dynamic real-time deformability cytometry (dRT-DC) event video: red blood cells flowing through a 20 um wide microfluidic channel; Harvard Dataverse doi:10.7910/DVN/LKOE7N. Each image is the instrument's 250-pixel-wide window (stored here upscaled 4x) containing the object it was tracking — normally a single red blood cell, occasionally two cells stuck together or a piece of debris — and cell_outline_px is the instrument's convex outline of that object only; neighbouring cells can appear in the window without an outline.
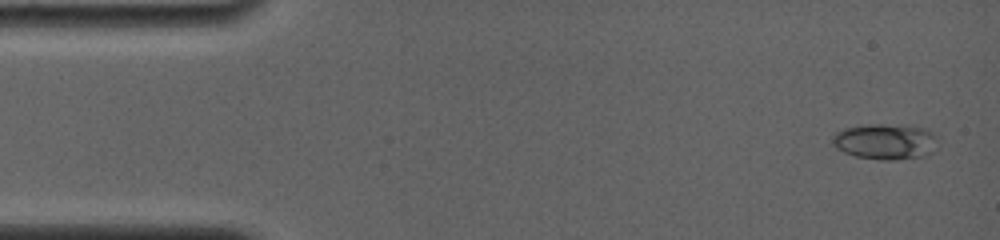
{"species": "common noctule bat (a hibernating species)", "species_latin": "Nyctalus noctula", "temperature_condition": "room temperature", "stored_images_in_passage": 16, "camera_frame_rate_fps": 4000, "um_per_image_px": 0.085, "animal": {"sex": "female", "body_mass_g": 19.0, "forearm_length_mm": 56.7}, "frame": {"image": 1, "passage_image": 1, "time_ms": 0.0, "image_size_px": [1000, 240], "cell_outline_px": [[936, 148], [932, 152], [924, 156], [896, 160], [884, 160], [856, 156], [844, 152], [836, 148], [832, 144], [832, 136], [836, 132], [844, 128], [868, 124], [908, 124], [928, 128], [936, 136]], "centroid_in_image_um": [75.28, 12.01], "position_along_channel_um": 9.7, "area_um2": 22.37}}
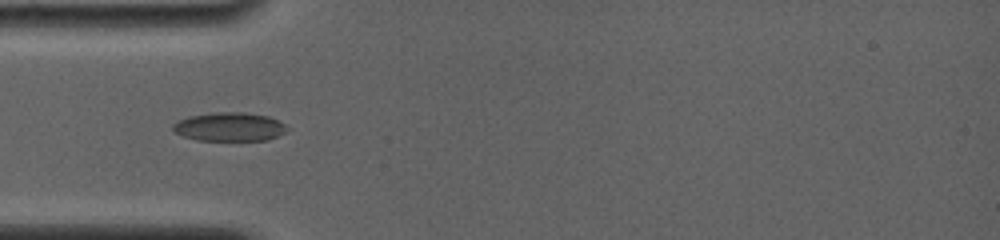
{"frame": {"image": 2, "passage_image": 15, "time_ms": 4.25, "image_size_px": [1000, 240], "cell_outline_px": [[288, 128], [284, 132], [268, 140], [196, 140], [184, 136], [176, 132], [172, 128], [172, 124], [188, 116], [212, 112], [244, 112], [268, 116], [284, 124]], "centroid_in_image_um": [19.48, 10.77], "position_along_channel_um": 65.5, "area_um2": 18.96}}